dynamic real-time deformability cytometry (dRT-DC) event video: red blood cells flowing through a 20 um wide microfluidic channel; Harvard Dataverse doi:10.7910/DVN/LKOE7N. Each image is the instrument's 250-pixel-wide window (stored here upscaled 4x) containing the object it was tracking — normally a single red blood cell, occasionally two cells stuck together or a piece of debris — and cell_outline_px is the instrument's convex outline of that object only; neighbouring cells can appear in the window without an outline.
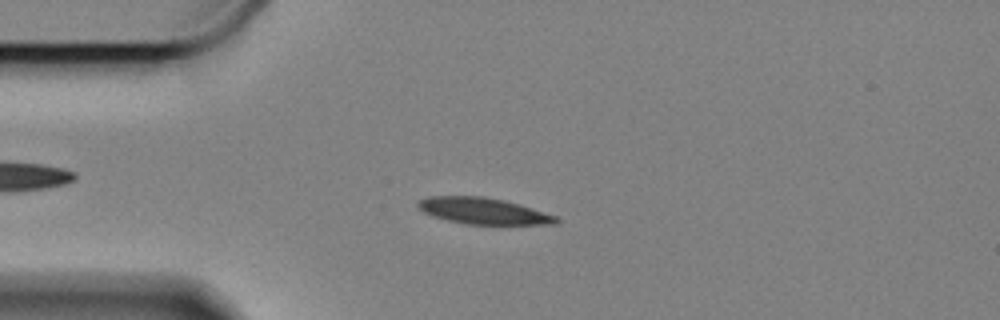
{"species": "Egyptian fruit bat (a non-hibernating species)", "species_latin": "Rousettus aegyptiacus", "temperature_condition": "cold", "stored_images_in_passage": 58, "camera_frame_rate_fps": 3000, "um_per_image_px": 0.085, "animal": {"sex": "female"}, "frame": {"image": 1, "passage_image": 13, "time_ms": 4.0, "image_size_px": [1000, 320], "cell_outline_px": [[560, 220], [556, 224], [464, 224], [432, 216], [424, 212], [416, 204], [420, 200], [428, 196], [480, 196], [504, 200], [520, 204], [556, 216]], "centroid_in_image_um": [41.07, 17.93], "position_along_channel_um": 43.9, "area_um2": 21.04}}
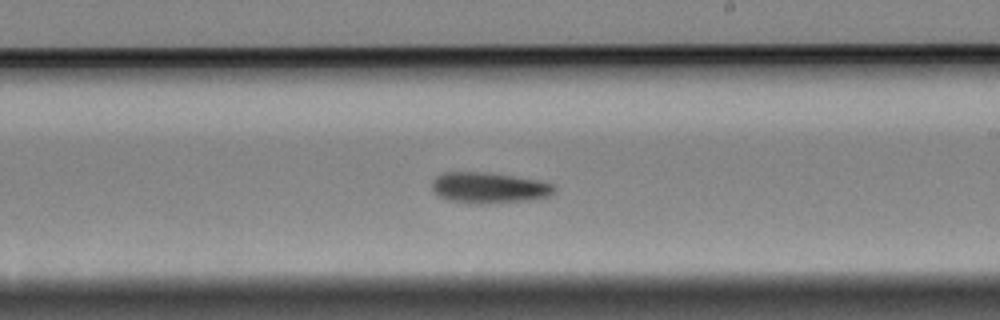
{"frame": {"image": 2, "passage_image": 33, "time_ms": 10.667, "image_size_px": [1000, 320], "cell_outline_px": [[556, 192], [552, 196], [528, 200], [484, 204], [476, 204], [448, 200], [436, 196], [432, 188], [432, 180], [436, 176], [444, 172], [484, 172], [512, 176], [536, 180], [556, 184]], "centroid_in_image_um": [41.57, 15.97], "position_along_channel_um": 247.4, "area_um2": 22.25}}
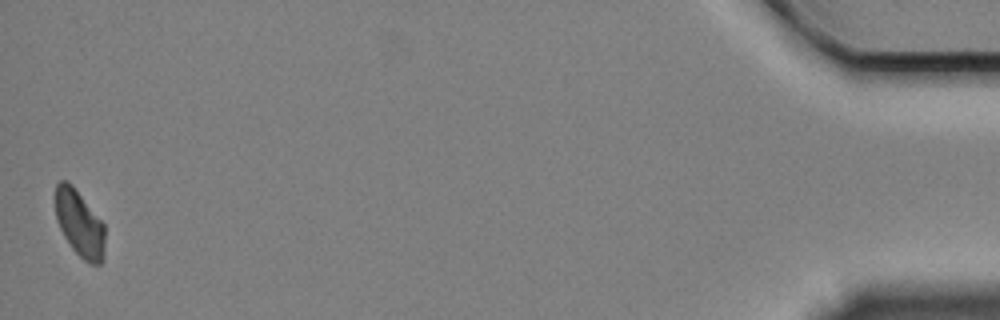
{"frame": {"image": 3, "passage_image": 58, "time_ms": 19.0, "image_size_px": [1000, 320], "cell_outline_px": [[104, 260], [100, 264], [88, 264], [72, 248], [64, 236], [56, 220], [56, 184], [60, 180], [68, 180], [72, 184], [104, 224]], "centroid_in_image_um": [6.76, 19.01], "position_along_channel_um": 428.4, "area_um2": 19.13}, "authors_computed_cell_mechanics": {"area_um2": 21.097, "velocity_mm_per_s": 3.2902, "shape_relaxation_time_tau1_ms": 6.2494, "shape_relaxation_time_tau2_ms": null, "deformation_change_tau1": 0.1426, "deformation_change_tau2": null}}